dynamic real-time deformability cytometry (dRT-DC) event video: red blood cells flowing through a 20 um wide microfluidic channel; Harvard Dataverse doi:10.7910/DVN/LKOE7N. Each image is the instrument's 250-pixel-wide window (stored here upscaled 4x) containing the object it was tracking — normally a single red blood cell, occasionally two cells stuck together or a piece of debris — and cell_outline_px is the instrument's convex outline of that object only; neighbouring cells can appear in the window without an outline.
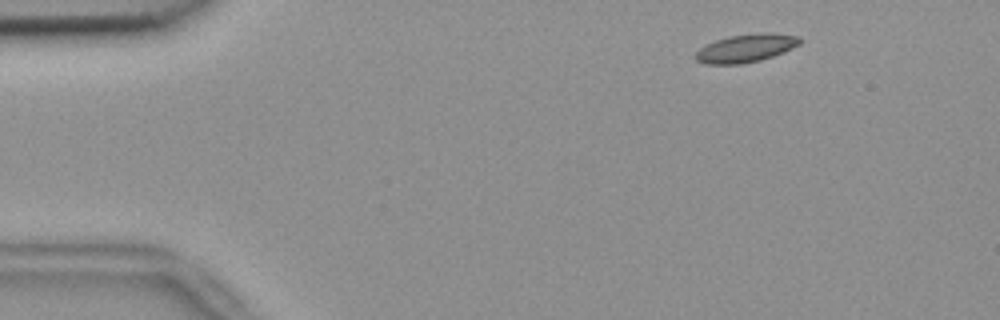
{"species": "common noctule bat (a hibernating species)", "species_latin": "Nyctalus noctula", "temperature_condition": "room temperature", "stored_images_in_passage": 51, "camera_frame_rate_fps": 3000, "um_per_image_px": 0.085, "animal": {"sex": "female", "body_mass_g": 18.4}, "frame": {"image": 1, "passage_image": 4, "time_ms": 1.0, "image_size_px": [1000, 320], "cell_outline_px": [[800, 44], [792, 48], [772, 56], [760, 60], [740, 64], [704, 64], [696, 60], [696, 52], [700, 48], [716, 40], [728, 36], [764, 32], [768, 32], [800, 36]], "centroid_in_image_um": [63.41, 4.09], "position_along_channel_um": 21.6, "area_um2": 16.94}}
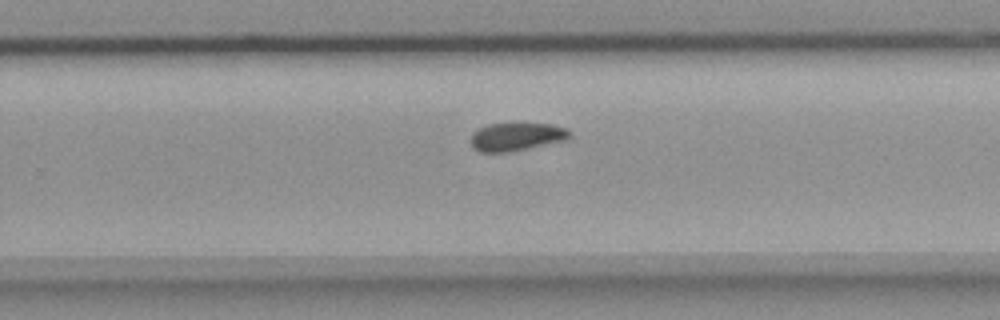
{"frame": {"image": 2, "passage_image": 32, "time_ms": 10.333, "image_size_px": [1000, 320], "cell_outline_px": [[568, 136], [564, 140], [528, 148], [508, 152], [480, 152], [472, 148], [468, 140], [472, 132], [488, 124], [512, 120], [520, 120], [552, 124], [568, 128]], "centroid_in_image_um": [43.82, 11.55], "position_along_channel_um": 286.0, "area_um2": 17.11}}
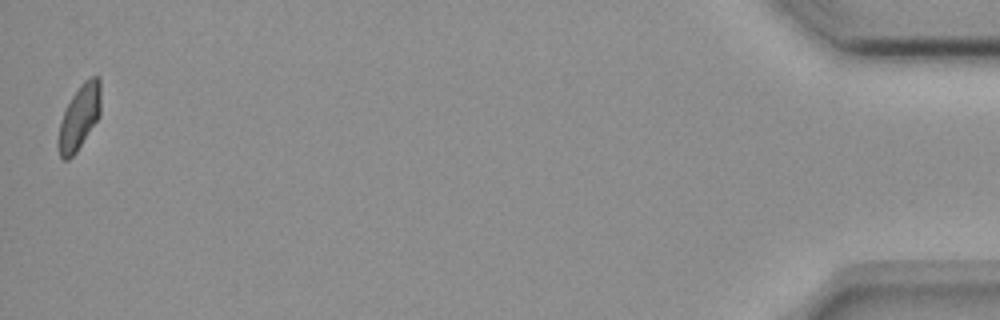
{"frame": {"image": 3, "passage_image": 51, "time_ms": 16.667, "image_size_px": [1000, 320], "cell_outline_px": [[100, 116], [76, 152], [68, 160], [64, 160], [60, 156], [56, 144], [56, 140], [60, 124], [64, 112], [72, 96], [80, 84], [84, 80], [92, 76], [100, 76]], "centroid_in_image_um": [6.73, 9.97], "position_along_channel_um": 428.5, "area_um2": 16.07}, "authors_computed_cell_mechanics": {"area_um2": 16.8198, "velocity_mm_per_s": 3.711, "shape_relaxation_time_tau1_ms": 5.5593, "shape_relaxation_time_tau2_ms": 6.8935, "deformation_change_tau1": 0.1085, "deformation_change_tau2": 0.1112}}